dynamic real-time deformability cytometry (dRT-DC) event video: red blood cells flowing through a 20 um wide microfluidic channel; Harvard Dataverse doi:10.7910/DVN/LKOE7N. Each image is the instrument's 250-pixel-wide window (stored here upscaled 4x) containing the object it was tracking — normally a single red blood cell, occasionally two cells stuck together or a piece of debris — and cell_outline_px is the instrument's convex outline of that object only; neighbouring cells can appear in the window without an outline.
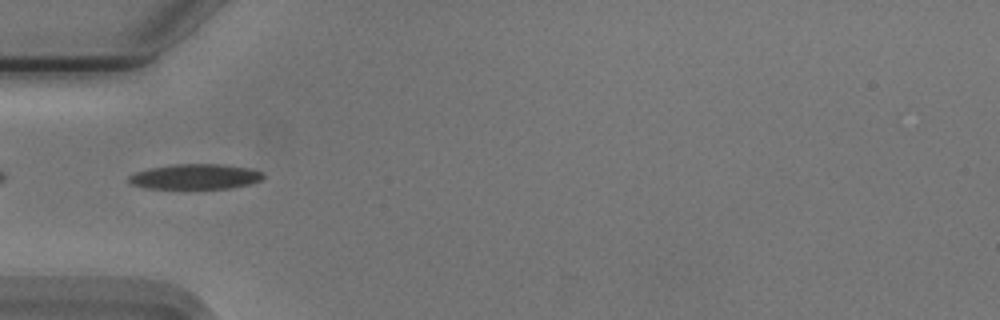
{"species": "Egyptian fruit bat (a non-hibernating species)", "species_latin": "Rousettus aegyptiacus", "temperature_condition": "cold", "stored_images_in_passage": 37, "camera_frame_rate_fps": 3000, "um_per_image_px": 0.085, "animal": {"sex": "male"}, "frame": {"image": 1, "passage_image": 2, "time_ms": 0.333, "image_size_px": [1000, 320], "cell_outline_px": [[264, 176], [260, 180], [248, 184], [232, 188], [144, 188], [132, 184], [128, 180], [128, 176], [136, 172], [148, 168], [176, 164], [220, 164], [252, 168], [264, 172]], "centroid_in_image_um": [16.61, 15.0], "position_along_channel_um": 68.4, "area_um2": 19.71}}
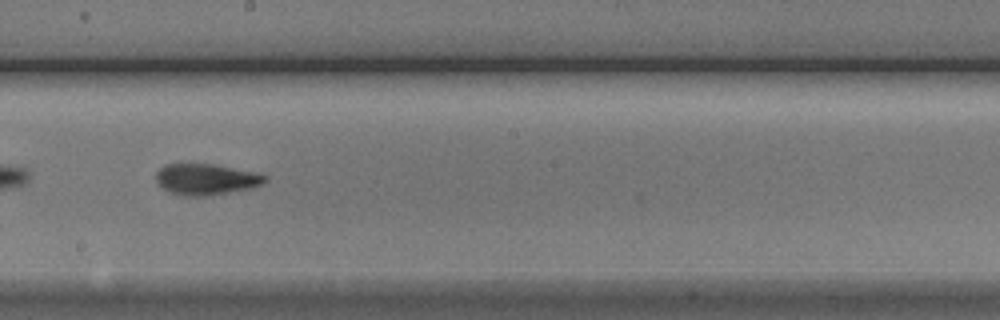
{"frame": {"image": 2, "passage_image": 15, "time_ms": 4.667, "image_size_px": [1000, 320], "cell_outline_px": [[268, 176], [260, 184], [252, 188], [212, 196], [184, 196], [168, 192], [156, 180], [156, 172], [164, 164], [212, 164], [252, 172]], "centroid_in_image_um": [17.47, 15.26], "position_along_channel_um": 230.7, "area_um2": 19.59}}
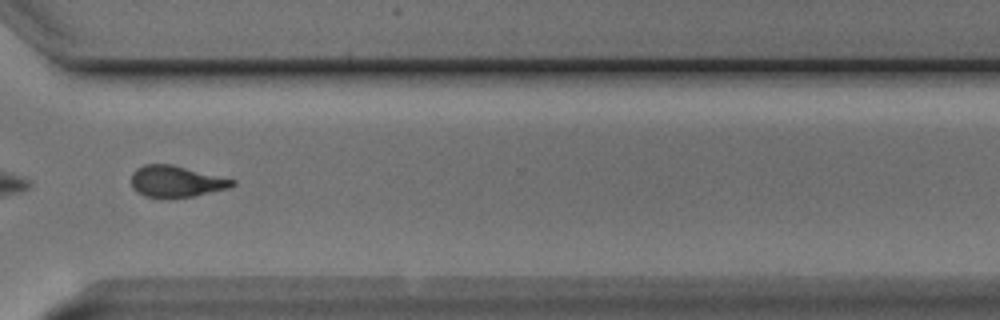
{"frame": {"image": 3, "passage_image": 25, "time_ms": 8.0, "image_size_px": [1000, 320], "cell_outline_px": [[236, 184], [228, 188], [192, 196], [168, 200], [160, 200], [144, 196], [136, 192], [132, 188], [132, 172], [136, 168], [144, 164], [172, 164], [236, 180]], "centroid_in_image_um": [14.92, 15.45], "position_along_channel_um": 355.7, "area_um2": 18.96}, "authors_computed_cell_mechanics": {"area_um2": 19.4208, "velocity_mm_per_s": 3.7472, "shape_relaxation_time_tau1_ms": 2.9473, "shape_relaxation_time_tau2_ms": 2.7156, "deformation_change_tau1": 0.1435, "deformation_change_tau2": 0.1055}}